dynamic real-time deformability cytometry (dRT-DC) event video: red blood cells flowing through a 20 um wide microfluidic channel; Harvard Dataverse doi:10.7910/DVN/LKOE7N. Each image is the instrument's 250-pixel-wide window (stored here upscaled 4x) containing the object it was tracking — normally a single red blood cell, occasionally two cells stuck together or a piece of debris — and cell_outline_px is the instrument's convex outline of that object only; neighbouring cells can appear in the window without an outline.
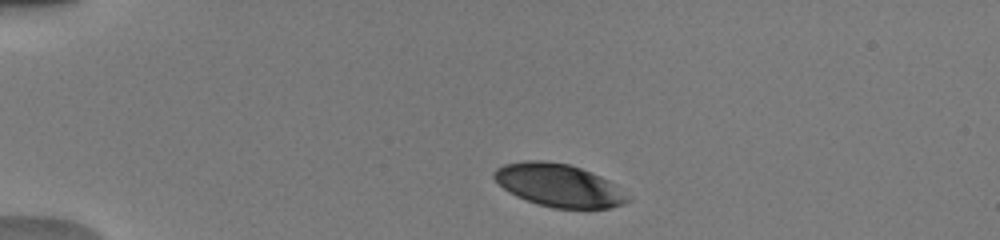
{"species": "human", "species_latin": "Homo sapiens", "temperature_condition": "warm", "stored_images_in_passage": 9, "camera_frame_rate_fps": 3000, "um_per_image_px": 0.085, "donor": {"sex": "male"}, "frame": {"image": 1, "passage_image": 2, "time_ms": 0.667, "image_size_px": [1000, 240], "cell_outline_px": [[632, 200], [624, 204], [608, 208], [552, 208], [516, 196], [508, 192], [492, 176], [492, 172], [496, 168], [504, 164], [524, 160], [544, 160], [568, 164], [580, 168], [600, 176], [608, 180]], "centroid_in_image_um": [47.46, 15.74], "position_along_channel_um": 37.5, "area_um2": 33.06}}
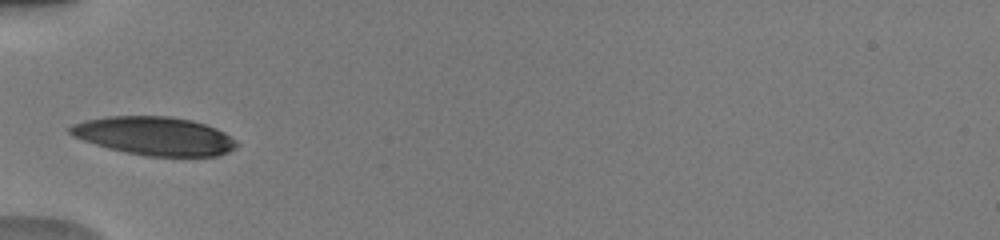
{"frame": {"image": 2, "passage_image": 6, "time_ms": 3.0, "image_size_px": [1000, 240], "cell_outline_px": [[240, 144], [236, 148], [228, 152], [216, 156], [148, 156], [108, 148], [72, 136], [68, 132], [68, 128], [72, 124], [88, 120], [108, 116], [168, 116], [192, 120], [216, 128], [224, 132], [236, 140]], "centroid_in_image_um": [13.16, 11.55], "position_along_channel_um": 71.8, "area_um2": 37.17}}
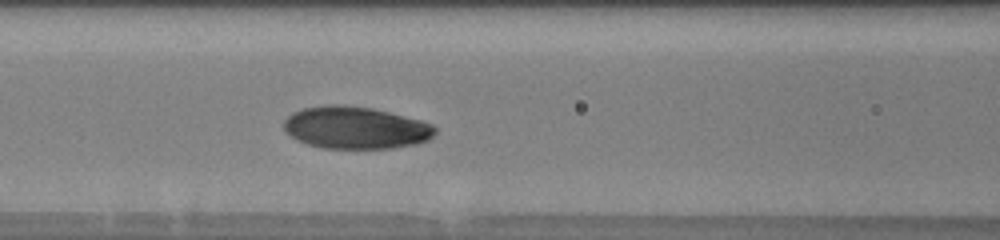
{"frame": {"image": 3, "passage_image": 9, "time_ms": 4.667, "image_size_px": [1000, 240], "cell_outline_px": [[436, 132], [428, 140], [416, 144], [392, 148], [324, 148], [308, 144], [296, 140], [284, 132], [284, 120], [292, 112], [304, 108], [328, 104], [344, 104], [372, 108], [420, 120], [432, 124], [436, 128]], "centroid_in_image_um": [30.19, 10.85], "position_along_channel_um": 136.4, "area_um2": 37.34}}